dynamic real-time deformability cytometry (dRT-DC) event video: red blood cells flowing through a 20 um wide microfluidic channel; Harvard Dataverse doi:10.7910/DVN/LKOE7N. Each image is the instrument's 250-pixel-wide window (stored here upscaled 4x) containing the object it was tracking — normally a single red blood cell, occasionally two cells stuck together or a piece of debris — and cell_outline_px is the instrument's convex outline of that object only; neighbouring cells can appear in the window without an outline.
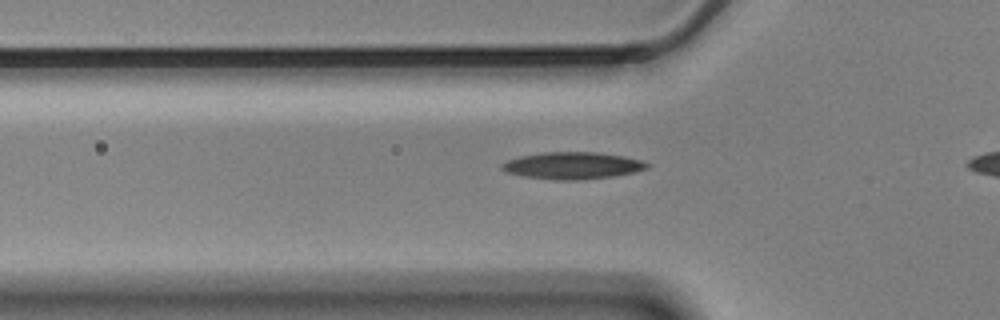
{"species": "Egyptian fruit bat (a non-hibernating species)", "species_latin": "Rousettus aegyptiacus", "temperature_condition": "cold", "stored_images_in_passage": 40, "camera_frame_rate_fps": 3000, "um_per_image_px": 0.085, "animal": {"sex": "male"}, "frame": {"image": 1, "passage_image": 12, "time_ms": 3.667, "image_size_px": [1000, 320], "cell_outline_px": [[652, 164], [648, 168], [636, 172], [612, 176], [576, 180], [552, 180], [524, 176], [504, 172], [500, 168], [500, 164], [508, 160], [520, 156], [544, 152], [596, 152], [624, 156], [644, 160]], "centroid_in_image_um": [48.68, 14.07], "position_along_channel_um": 77.1, "area_um2": 23.06}}
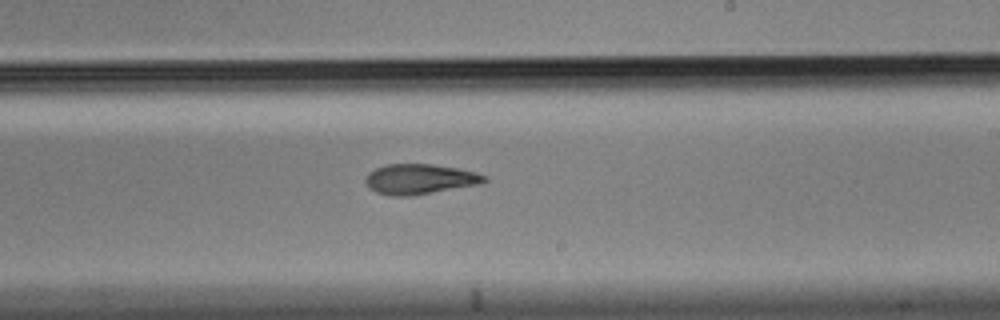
{"frame": {"image": 2, "passage_image": 27, "time_ms": 8.667, "image_size_px": [1000, 320], "cell_outline_px": [[488, 180], [476, 184], [412, 196], [392, 196], [376, 192], [368, 188], [364, 180], [368, 172], [384, 164], [432, 164], [456, 168], [476, 172], [488, 176]], "centroid_in_image_um": [35.62, 15.22], "position_along_channel_um": 253.4, "area_um2": 20.87}}
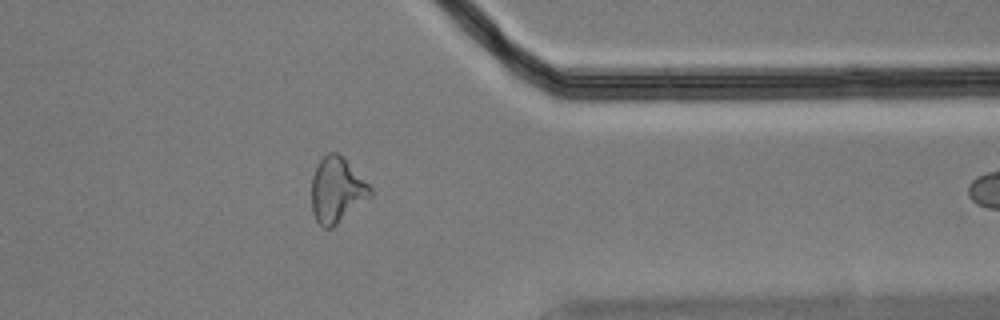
{"frame": {"image": 3, "passage_image": 39, "time_ms": 12.667, "image_size_px": [1000, 320], "cell_outline_px": [[372, 196], [332, 228], [324, 228], [316, 220], [312, 212], [312, 176], [320, 160], [328, 152], [336, 152], [344, 156], [372, 188]], "centroid_in_image_um": [28.64, 16.14], "position_along_channel_um": 382.8, "area_um2": 22.43}}